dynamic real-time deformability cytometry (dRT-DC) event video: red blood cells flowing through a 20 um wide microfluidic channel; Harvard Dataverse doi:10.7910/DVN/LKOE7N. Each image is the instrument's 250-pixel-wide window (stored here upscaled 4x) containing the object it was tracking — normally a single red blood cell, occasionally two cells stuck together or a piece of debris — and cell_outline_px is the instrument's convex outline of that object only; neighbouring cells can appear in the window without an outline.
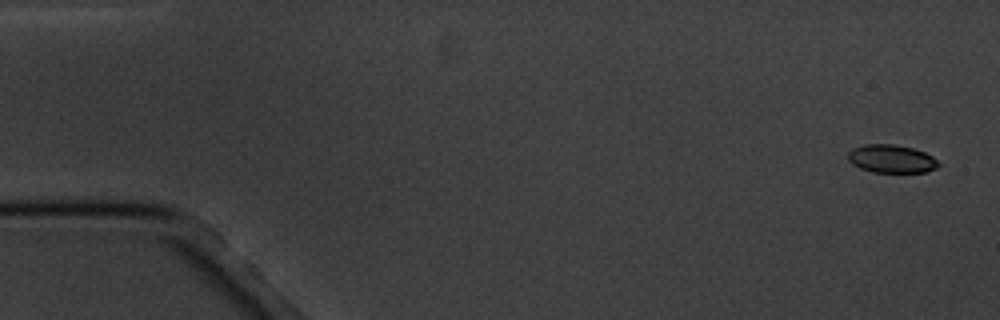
{"species": "common noctule bat (a hibernating species)", "species_latin": "Nyctalus noctula", "temperature_condition": "cold", "stored_images_in_passage": 16, "camera_frame_rate_fps": 3000, "um_per_image_px": 0.085, "animal": {"sex": "male", "body_mass_g": 20.1, "forearm_length_mm": 53.5}, "frame": {"image": 1, "passage_image": 1, "time_ms": 0.0, "image_size_px": [1000, 320], "cell_outline_px": [[940, 164], [936, 168], [924, 172], [872, 172], [860, 168], [852, 164], [848, 160], [848, 152], [852, 148], [864, 144], [892, 144], [912, 148], [924, 152], [932, 156]], "centroid_in_image_um": [75.74, 13.5], "position_along_channel_um": 9.3, "area_um2": 14.8}}
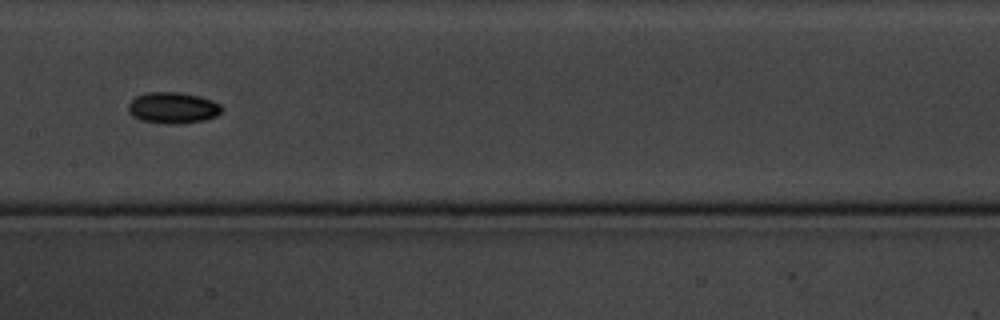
{"frame": {"image": 2, "passage_image": 8, "time_ms": 9.0, "image_size_px": [1000, 320], "cell_outline_px": [[224, 108], [216, 116], [204, 120], [180, 124], [160, 124], [140, 120], [132, 116], [128, 112], [128, 104], [136, 96], [148, 92], [180, 92], [200, 96], [212, 100], [220, 104]], "centroid_in_image_um": [14.68, 9.17], "position_along_channel_um": 192.7, "area_um2": 17.28}}
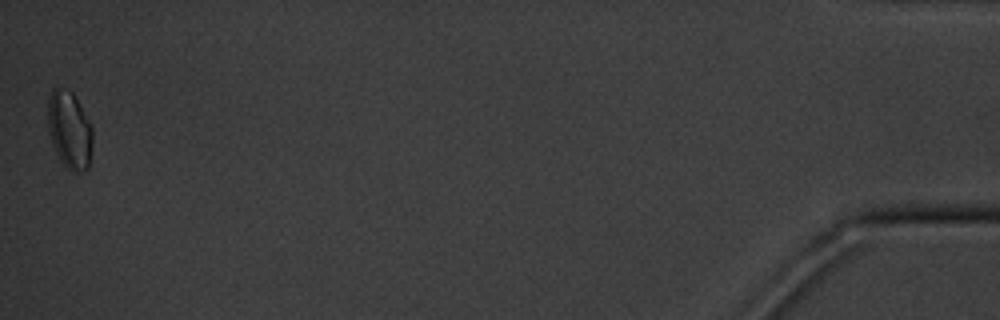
{"frame": {"image": 3, "passage_image": 16, "time_ms": 18.667, "image_size_px": [1000, 320], "cell_outline_px": [[92, 144], [88, 168], [84, 172], [72, 172], [60, 160], [52, 144], [48, 132], [48, 100], [52, 88], [60, 88], [72, 92], [92, 124]], "centroid_in_image_um": [5.91, 11.06], "position_along_channel_um": 429.3, "area_um2": 20.29}, "authors_computed_cell_mechanics": {"area_um2": 15.7794, "velocity_mm_per_s": 3.4089, "shape_relaxation_time_tau1_ms": 2.1286, "shape_relaxation_time_tau2_ms": null, "deformation_change_tau1": 0.0505, "deformation_change_tau2": null}}